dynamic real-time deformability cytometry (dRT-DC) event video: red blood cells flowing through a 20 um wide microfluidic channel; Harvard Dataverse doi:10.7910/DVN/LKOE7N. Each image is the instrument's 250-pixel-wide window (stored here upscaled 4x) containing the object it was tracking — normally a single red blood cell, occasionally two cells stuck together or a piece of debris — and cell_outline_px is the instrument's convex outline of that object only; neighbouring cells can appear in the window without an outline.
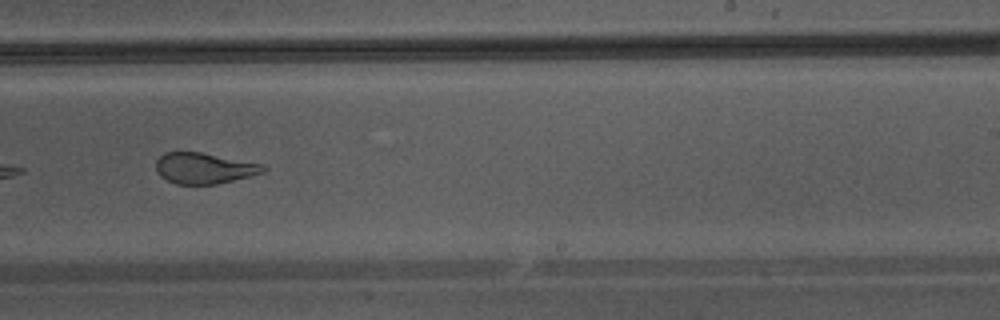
{"species": "Egyptian fruit bat (a non-hibernating species)", "species_latin": "Rousettus aegyptiacus", "temperature_condition": "warm", "stored_images_in_passage": 42, "camera_frame_rate_fps": 3000, "um_per_image_px": 0.085, "animal": {"sex": "male"}, "frame": {"image": 1, "passage_image": 26, "time_ms": 8.333, "image_size_px": [1000, 320], "cell_outline_px": [[268, 168], [264, 172], [216, 184], [176, 184], [160, 176], [156, 172], [156, 160], [164, 152], [200, 152], [264, 164]], "centroid_in_image_um": [17.34, 14.29], "position_along_channel_um": 271.7, "area_um2": 19.25}}